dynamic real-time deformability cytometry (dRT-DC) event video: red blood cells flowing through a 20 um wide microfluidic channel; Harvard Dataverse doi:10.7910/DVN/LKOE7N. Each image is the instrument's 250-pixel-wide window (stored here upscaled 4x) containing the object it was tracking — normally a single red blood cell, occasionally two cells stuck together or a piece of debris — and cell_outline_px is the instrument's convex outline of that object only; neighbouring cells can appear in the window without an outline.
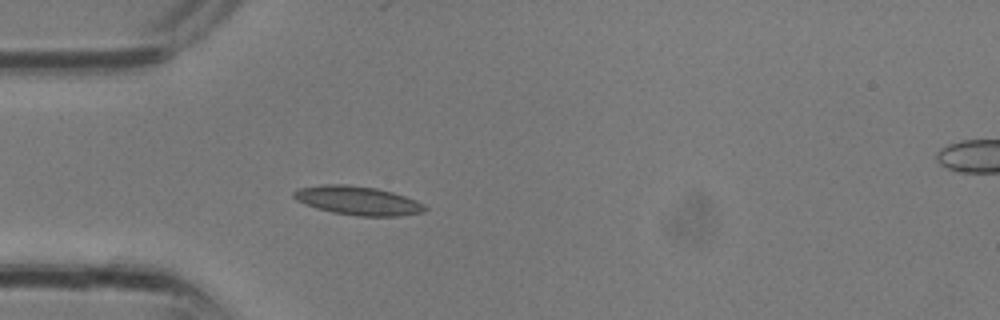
{"species": "common noctule bat (a hibernating species)", "species_latin": "Nyctalus noctula", "temperature_condition": "room temperature", "stored_images_in_passage": 12, "camera_frame_rate_fps": 3000, "um_per_image_px": 0.085, "animal": {"sex": "male", "body_mass_g": 13.3}, "frame": {"image": 1, "passage_image": 4, "time_ms": 1.0, "image_size_px": [1000, 320], "cell_outline_px": [[428, 208], [424, 212], [400, 216], [356, 216], [332, 212], [316, 208], [304, 204], [296, 200], [292, 196], [292, 192], [300, 188], [320, 184], [344, 184], [376, 188], [392, 192], [416, 200], [424, 204]], "centroid_in_image_um": [30.4, 17.05], "position_along_channel_um": 54.6, "area_um2": 22.14}}
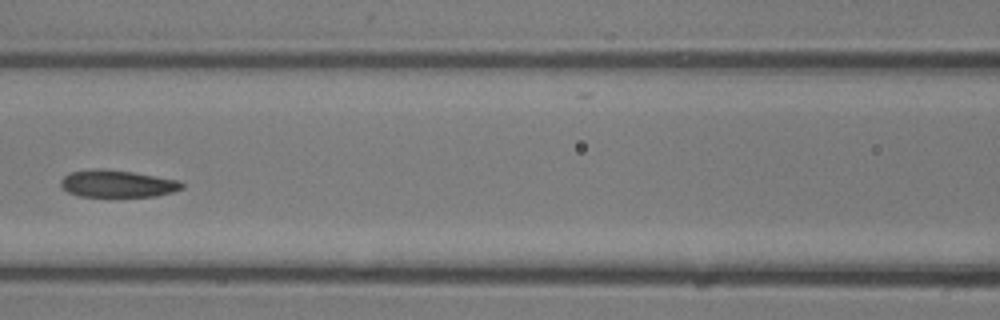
{"frame": {"image": 2, "passage_image": 9, "time_ms": 2.667, "image_size_px": [1000, 320], "cell_outline_px": [[184, 188], [172, 192], [156, 196], [80, 196], [68, 192], [60, 184], [60, 180], [64, 176], [72, 172], [96, 168], [104, 168], [132, 172], [176, 180], [184, 184]], "centroid_in_image_um": [9.96, 15.61], "position_along_channel_um": 156.6, "area_um2": 18.96}}
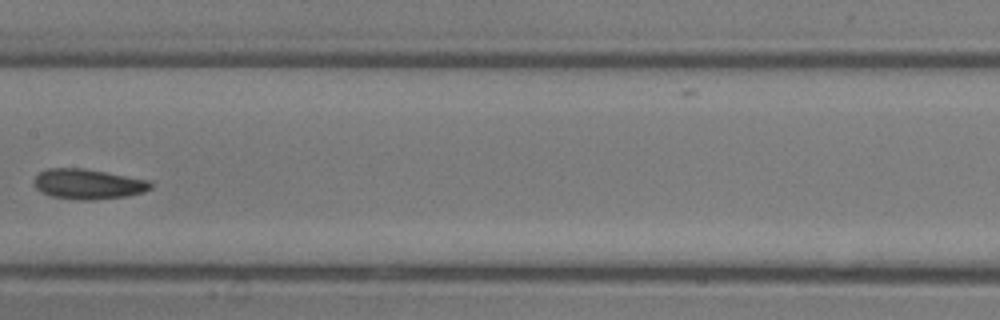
{"frame": {"image": 3, "passage_image": 11, "time_ms": 3.333, "image_size_px": [1000, 320], "cell_outline_px": [[152, 188], [144, 192], [128, 196], [92, 200], [80, 200], [52, 196], [40, 192], [36, 188], [36, 176], [40, 172], [48, 168], [84, 168], [148, 180], [152, 184]], "centroid_in_image_um": [7.51, 15.65], "position_along_channel_um": 199.9, "area_um2": 20.35}}